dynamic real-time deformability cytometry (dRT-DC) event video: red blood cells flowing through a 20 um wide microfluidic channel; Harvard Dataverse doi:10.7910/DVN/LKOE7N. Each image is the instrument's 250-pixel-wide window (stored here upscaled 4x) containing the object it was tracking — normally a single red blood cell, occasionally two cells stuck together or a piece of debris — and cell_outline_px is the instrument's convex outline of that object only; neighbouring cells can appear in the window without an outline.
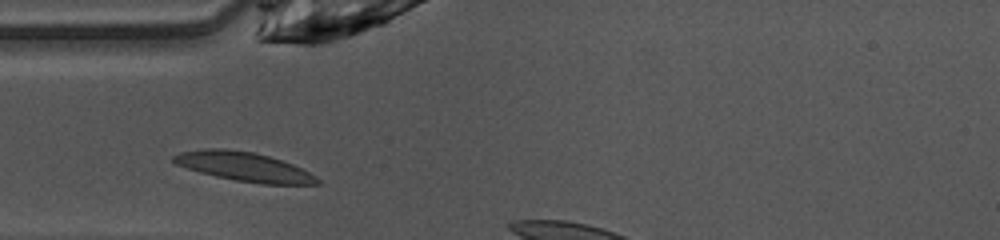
{"species": "common noctule bat (a hibernating species)", "species_latin": "Nyctalus noctula", "temperature_condition": "warm", "stored_images_in_passage": 4, "camera_frame_rate_fps": 3000, "um_per_image_px": 0.085, "animal": {"sex": "female", "body_mass_g": 10.0, "forearm_length_mm": 53.1}, "frame": {"image": 1, "passage_image": 1, "time_ms": 0.0, "image_size_px": [1000, 240], "cell_outline_px": [[320, 184], [264, 184], [236, 180], [216, 176], [200, 172], [176, 164], [172, 160], [172, 156], [180, 152], [204, 148], [224, 148], [252, 152], [268, 156], [292, 164], [316, 176], [320, 180]], "centroid_in_image_um": [20.72, 14.16], "position_along_channel_um": 64.3, "area_um2": 24.1}}